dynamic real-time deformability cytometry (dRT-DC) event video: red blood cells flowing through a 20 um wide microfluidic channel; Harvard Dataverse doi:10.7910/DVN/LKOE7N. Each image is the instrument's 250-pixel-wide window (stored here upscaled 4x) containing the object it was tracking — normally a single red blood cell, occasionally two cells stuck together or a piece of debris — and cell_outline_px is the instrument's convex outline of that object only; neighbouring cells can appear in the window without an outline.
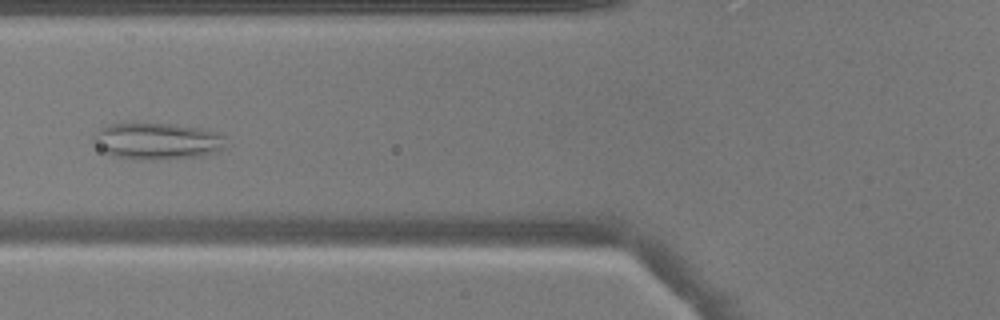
{"species": "common noctule bat (a hibernating species)", "species_latin": "Nyctalus noctula", "temperature_condition": "warm", "stored_images_in_passage": 45, "camera_frame_rate_fps": 3000, "um_per_image_px": 0.085, "animal": {"sex": "male", "body_mass_g": 17.9}, "frame": {"image": 1, "passage_image": 15, "time_ms": 4.667, "image_size_px": [1000, 320], "cell_outline_px": [[232, 144], [216, 152], [200, 156], [168, 160], [136, 160], [112, 156], [100, 148], [92, 140], [92, 136], [100, 128], [112, 124], [176, 124], [200, 128], [216, 132], [224, 136]], "centroid_in_image_um": [13.43, 12.02], "position_along_channel_um": 112.4, "area_um2": 28.73}}
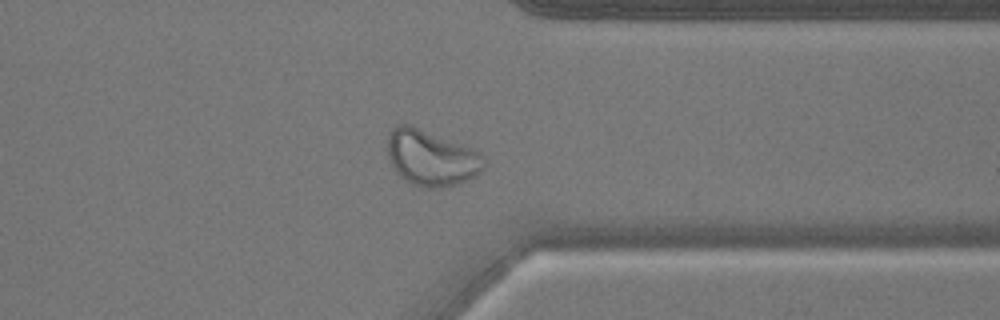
{"frame": {"image": 2, "passage_image": 35, "time_ms": 11.333, "image_size_px": [1000, 320], "cell_outline_px": [[484, 164], [480, 172], [456, 184], [440, 188], [428, 188], [412, 184], [400, 176], [396, 172], [388, 156], [388, 136], [392, 128], [396, 124], [408, 124], [472, 148], [480, 152], [484, 156]], "centroid_in_image_um": [36.63, 13.41], "position_along_channel_um": 374.8, "area_um2": 30.92}}
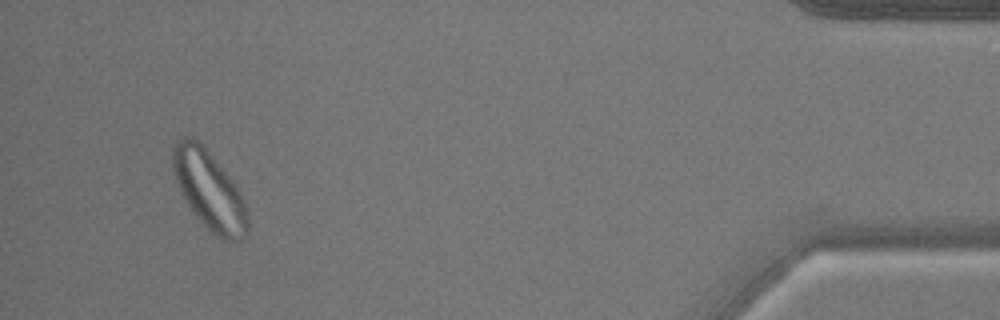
{"frame": {"image": 3, "passage_image": 43, "time_ms": 14.0, "image_size_px": [1000, 320], "cell_outline_px": [[248, 232], [240, 240], [232, 244], [220, 240], [200, 220], [188, 204], [180, 192], [172, 168], [172, 148], [176, 140], [184, 136], [192, 136], [208, 152], [232, 180], [240, 192], [244, 200], [248, 212]], "centroid_in_image_um": [17.8, 16.21], "position_along_channel_um": 417.4, "area_um2": 34.28}}